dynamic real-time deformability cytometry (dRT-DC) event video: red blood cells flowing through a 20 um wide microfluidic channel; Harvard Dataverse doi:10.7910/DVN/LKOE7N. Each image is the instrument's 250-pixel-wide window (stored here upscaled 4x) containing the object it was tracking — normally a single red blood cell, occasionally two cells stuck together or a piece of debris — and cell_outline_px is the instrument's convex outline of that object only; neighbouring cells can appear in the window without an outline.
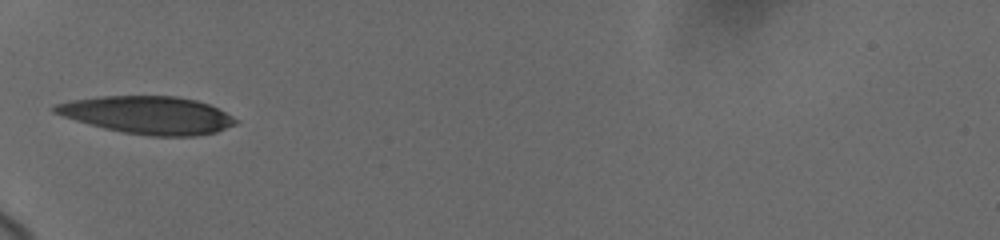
{"species": "human", "species_latin": "Homo sapiens", "temperature_condition": "cold", "stored_images_in_passage": 12, "camera_frame_rate_fps": 3000, "um_per_image_px": 0.085, "donor": {"sex": "female"}, "frame": {"image": 1, "passage_image": 1, "time_ms": 0.0, "image_size_px": [1000, 240], "cell_outline_px": [[240, 120], [236, 124], [216, 132], [196, 136], [152, 136], [124, 132], [104, 128], [76, 120], [52, 112], [48, 108], [56, 104], [72, 100], [100, 96], [176, 96], [196, 100], [208, 104]], "centroid_in_image_um": [12.56, 9.77], "position_along_channel_um": 72.4, "area_um2": 39.54}}
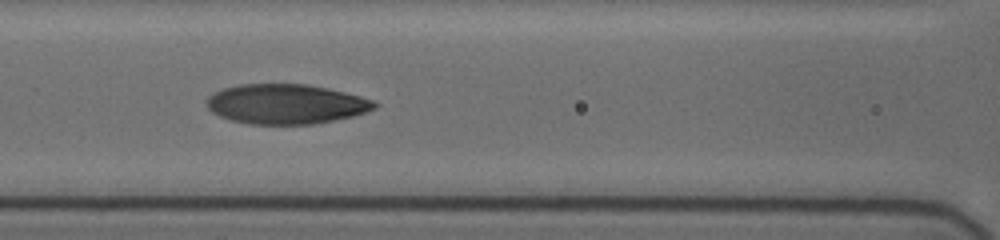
{"frame": {"image": 2, "passage_image": 8, "time_ms": 2.0, "image_size_px": [1000, 240], "cell_outline_px": [[376, 108], [352, 116], [312, 124], [248, 124], [232, 120], [220, 116], [212, 112], [204, 104], [204, 100], [208, 96], [224, 88], [240, 84], [308, 84], [328, 88], [360, 96], [372, 100], [376, 104]], "centroid_in_image_um": [24.25, 8.84], "position_along_channel_um": 142.3, "area_um2": 38.78}}
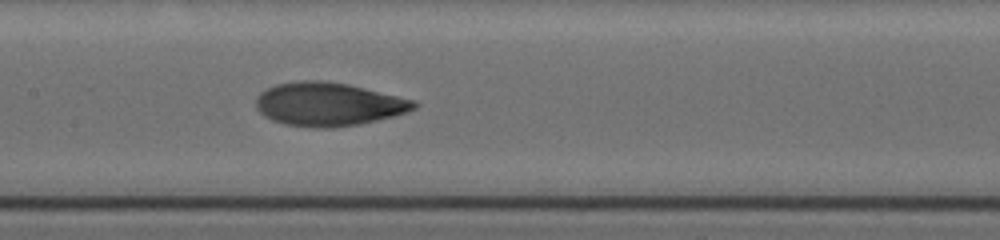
{"frame": {"image": 3, "passage_image": 12, "time_ms": 3.0, "image_size_px": [1000, 240], "cell_outline_px": [[416, 108], [392, 116], [360, 124], [332, 128], [320, 128], [284, 124], [272, 120], [264, 116], [256, 108], [256, 96], [260, 92], [276, 84], [300, 80], [324, 80], [348, 84], [412, 100], [416, 104]], "centroid_in_image_um": [27.84, 8.85], "position_along_channel_um": 179.6, "area_um2": 39.71}}